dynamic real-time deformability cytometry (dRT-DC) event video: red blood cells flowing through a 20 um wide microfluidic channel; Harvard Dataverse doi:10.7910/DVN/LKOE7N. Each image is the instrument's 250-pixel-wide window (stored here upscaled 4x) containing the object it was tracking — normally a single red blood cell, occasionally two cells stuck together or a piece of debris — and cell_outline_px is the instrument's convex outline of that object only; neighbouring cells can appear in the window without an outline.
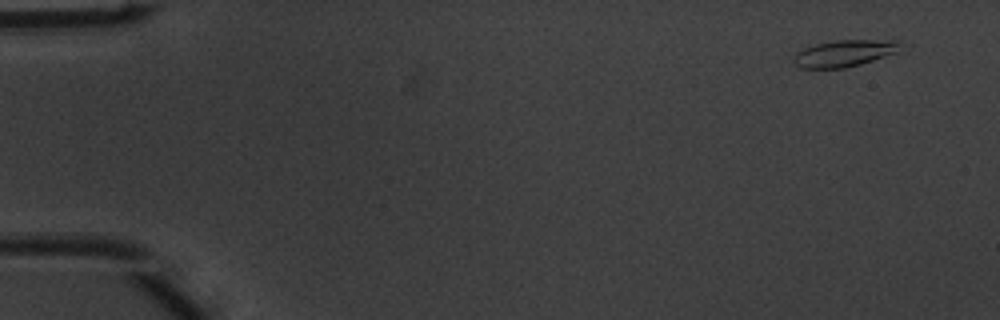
{"species": "common noctule bat (a hibernating species)", "species_latin": "Nyctalus noctula", "temperature_condition": "warm", "stored_images_in_passage": 48, "camera_frame_rate_fps": 3000, "um_per_image_px": 0.085, "animal": {"sex": "male", "body_mass_g": 20.1, "forearm_length_mm": 53.5}, "frame": {"image": 1, "passage_image": 1, "time_ms": 0.0, "image_size_px": [1000, 320], "cell_outline_px": [[900, 52], [860, 64], [844, 68], [800, 68], [792, 60], [792, 56], [796, 52], [804, 48], [816, 44], [836, 40], [896, 40]], "centroid_in_image_um": [71.73, 4.53], "position_along_channel_um": 13.3, "area_um2": 16.53}}
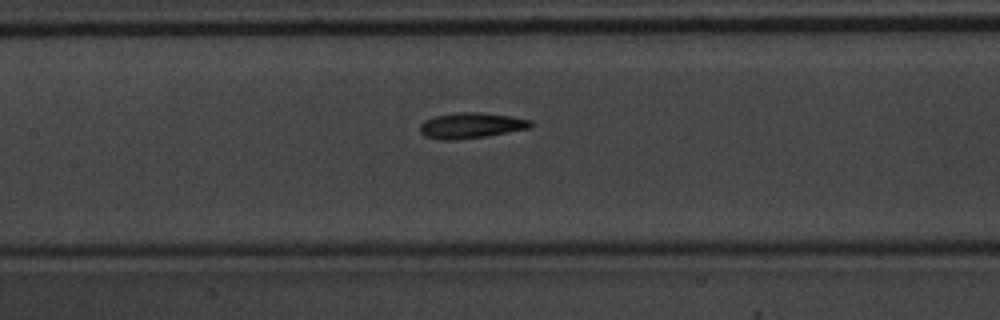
{"frame": {"image": 2, "passage_image": 22, "time_ms": 7.0, "image_size_px": [1000, 320], "cell_outline_px": [[532, 124], [528, 128], [488, 136], [456, 140], [444, 140], [424, 136], [420, 132], [420, 124], [424, 120], [436, 116], [456, 112], [480, 112], [508, 116], [532, 120]], "centroid_in_image_um": [40.0, 10.67], "position_along_channel_um": 167.4, "area_um2": 16.47}}
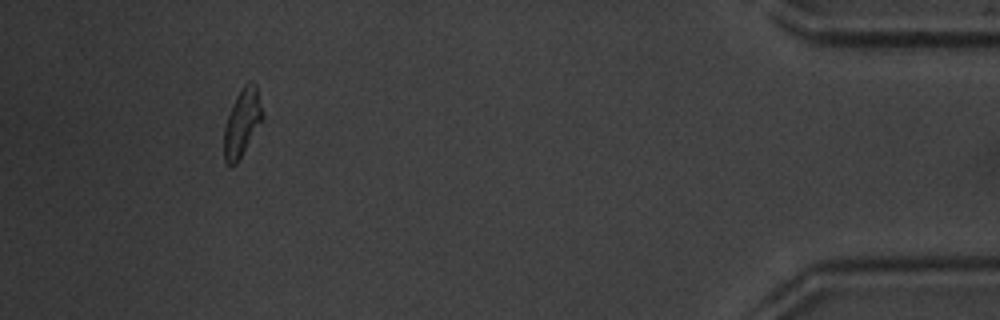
{"frame": {"image": 3, "passage_image": 45, "time_ms": 14.667, "image_size_px": [1000, 320], "cell_outline_px": [[264, 116], [236, 164], [232, 168], [224, 160], [224, 128], [228, 116], [236, 96], [244, 84], [248, 80], [252, 80], [256, 84], [264, 112]], "centroid_in_image_um": [20.59, 10.38], "position_along_channel_um": 414.6, "area_um2": 15.03}, "authors_computed_cell_mechanics": {"area_um2": 15.6638, "velocity_mm_per_s": 4.0212, "shape_relaxation_time_tau1_ms": 3.1297, "shape_relaxation_time_tau2_ms": 1.7886, "deformation_change_tau1": 0.1501, "deformation_change_tau2": 0.0942}}